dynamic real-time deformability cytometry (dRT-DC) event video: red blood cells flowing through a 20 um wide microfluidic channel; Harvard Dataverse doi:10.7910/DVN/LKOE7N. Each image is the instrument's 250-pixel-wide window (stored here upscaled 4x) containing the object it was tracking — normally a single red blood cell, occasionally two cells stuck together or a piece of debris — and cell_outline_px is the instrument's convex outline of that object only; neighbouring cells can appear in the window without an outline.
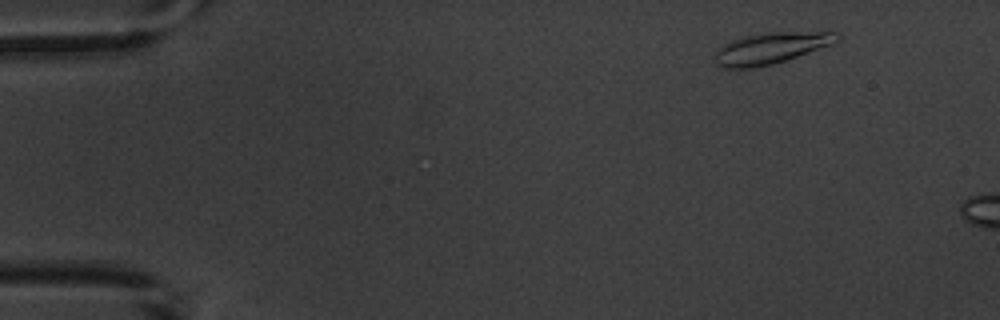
{"species": "common noctule bat (a hibernating species)", "species_latin": "Nyctalus noctula", "temperature_condition": "warm", "stored_images_in_passage": 4, "camera_frame_rate_fps": 3000, "um_per_image_px": 0.085, "animal": {"sex": "male", "body_mass_g": 20.1, "forearm_length_mm": 53.5}, "frame": {"image": 1, "passage_image": 2, "time_ms": 1.333, "image_size_px": [1000, 320], "cell_outline_px": [[844, 36], [840, 40], [832, 44], [772, 64], [752, 68], [720, 68], [716, 64], [716, 48], [732, 40], [748, 36], [768, 32], [840, 32]], "centroid_in_image_um": [65.54, 4.08], "position_along_channel_um": 19.5, "area_um2": 22.08}}